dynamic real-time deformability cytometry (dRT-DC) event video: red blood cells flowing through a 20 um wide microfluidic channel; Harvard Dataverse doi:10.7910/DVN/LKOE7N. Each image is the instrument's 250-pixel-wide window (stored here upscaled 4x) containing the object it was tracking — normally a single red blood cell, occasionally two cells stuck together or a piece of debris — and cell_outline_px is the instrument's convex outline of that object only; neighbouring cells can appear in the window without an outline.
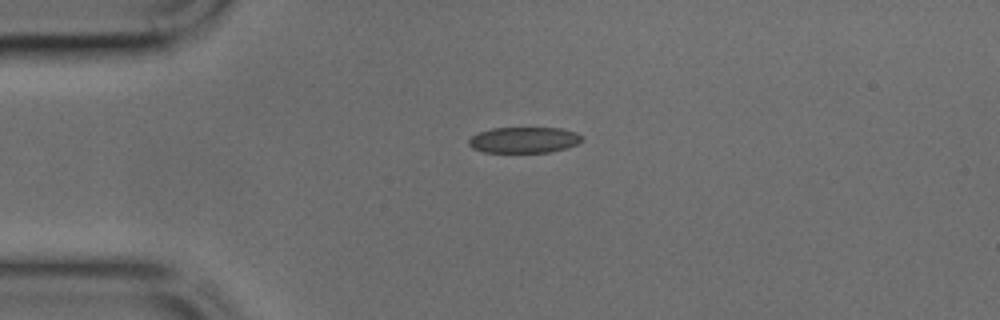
{"species": "common noctule bat (a hibernating species)", "species_latin": "Nyctalus noctula", "temperature_condition": "cold", "stored_images_in_passage": 35, "camera_frame_rate_fps": 3000, "um_per_image_px": 0.085, "animal": {"sex": "male", "body_mass_g": 17.9, "forearm_length_mm": 54.2}, "frame": {"image": 1, "passage_image": 1, "time_ms": 0.0, "image_size_px": [1000, 320], "cell_outline_px": [[584, 140], [576, 144], [564, 148], [548, 152], [484, 152], [472, 148], [468, 144], [468, 140], [472, 136], [480, 132], [492, 128], [560, 128], [576, 132], [584, 136]], "centroid_in_image_um": [44.55, 11.89], "position_along_channel_um": 40.4, "area_um2": 17.05}}
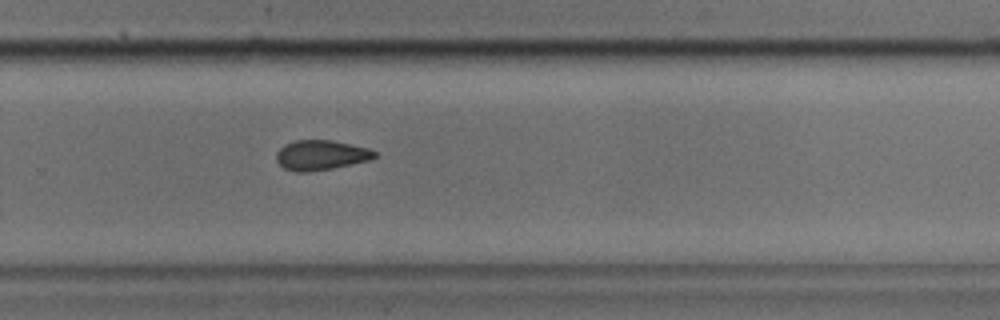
{"frame": {"image": 2, "passage_image": 20, "time_ms": 6.333, "image_size_px": [1000, 320], "cell_outline_px": [[376, 156], [372, 160], [332, 168], [308, 172], [296, 172], [284, 168], [276, 160], [276, 152], [284, 144], [296, 140], [332, 140], [368, 148], [376, 152]], "centroid_in_image_um": [27.27, 13.18], "position_along_channel_um": 302.5, "area_um2": 17.17}}
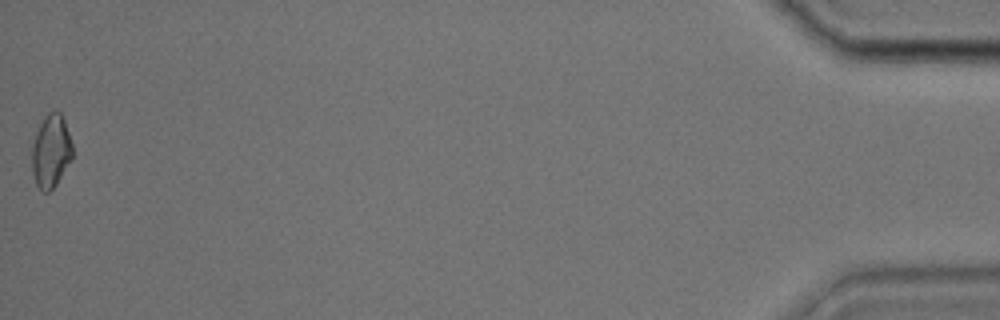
{"frame": {"image": 3, "passage_image": 35, "time_ms": 11.333, "image_size_px": [1000, 320], "cell_outline_px": [[72, 160], [56, 184], [48, 192], [44, 192], [36, 184], [32, 172], [32, 144], [36, 132], [44, 116], [48, 112], [60, 112], [64, 120], [72, 144]], "centroid_in_image_um": [4.33, 12.85], "position_along_channel_um": 430.9, "area_um2": 17.17}}